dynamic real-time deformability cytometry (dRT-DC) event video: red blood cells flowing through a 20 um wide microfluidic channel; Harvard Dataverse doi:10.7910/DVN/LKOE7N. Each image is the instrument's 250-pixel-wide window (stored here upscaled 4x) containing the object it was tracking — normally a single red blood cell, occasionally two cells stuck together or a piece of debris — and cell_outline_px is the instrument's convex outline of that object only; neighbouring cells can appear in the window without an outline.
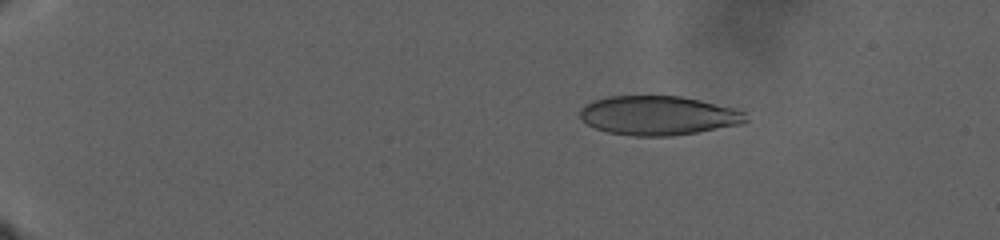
{"species": "human", "species_latin": "Homo sapiens", "temperature_condition": "warm", "stored_images_in_passage": 61, "camera_frame_rate_fps": 3000, "um_per_image_px": 0.085, "donor": {"sex": "male"}, "frame": {"image": 1, "passage_image": 1, "time_ms": 0.0, "image_size_px": [1000, 240], "cell_outline_px": [[748, 120], [744, 124], [672, 136], [636, 136], [608, 132], [596, 128], [588, 124], [580, 116], [580, 108], [584, 104], [592, 100], [608, 96], [680, 96], [700, 100], [732, 108], [744, 112]], "centroid_in_image_um": [55.94, 9.81], "position_along_channel_um": 29.1, "area_um2": 37.8}}
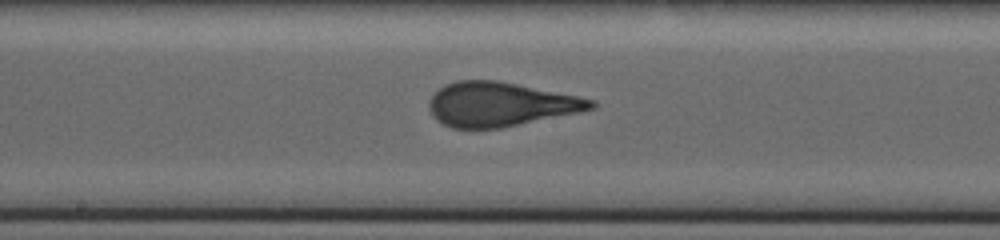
{"frame": {"image": 2, "passage_image": 34, "time_ms": 16.333, "image_size_px": [1000, 240], "cell_outline_px": [[596, 108], [580, 112], [500, 128], [452, 128], [436, 120], [432, 116], [428, 108], [428, 104], [432, 96], [444, 84], [456, 80], [496, 80], [596, 100]], "centroid_in_image_um": [42.5, 8.87], "position_along_channel_um": 205.7, "area_um2": 41.5}}
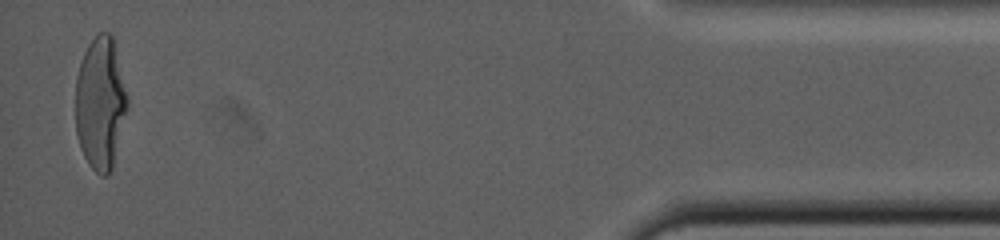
{"frame": {"image": 3, "passage_image": 60, "time_ms": 31.667, "image_size_px": [1000, 240], "cell_outline_px": [[128, 108], [112, 168], [104, 176], [100, 176], [88, 164], [80, 148], [76, 132], [76, 76], [80, 60], [88, 44], [96, 32], [108, 32], [112, 36], [128, 100]], "centroid_in_image_um": [8.51, 8.77], "position_along_channel_um": 426.7, "area_um2": 40.0}}